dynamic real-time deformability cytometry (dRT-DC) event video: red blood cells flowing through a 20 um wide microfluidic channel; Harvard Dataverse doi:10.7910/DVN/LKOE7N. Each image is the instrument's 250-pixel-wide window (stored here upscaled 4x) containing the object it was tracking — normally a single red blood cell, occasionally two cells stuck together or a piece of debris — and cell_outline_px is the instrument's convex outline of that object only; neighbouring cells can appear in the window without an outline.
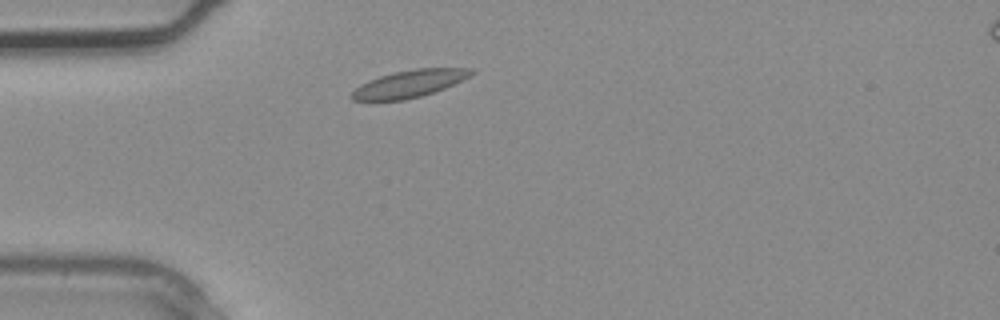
{"species": "common noctule bat (a hibernating species)", "species_latin": "Nyctalus noctula", "temperature_condition": "warm", "stored_images_in_passage": 1, "camera_frame_rate_fps": 3000, "um_per_image_px": 0.085, "animal": {"sex": "male", "body_mass_g": 20.4}, "frame": {"image": 1, "passage_image": 1, "time_ms": 0.0, "image_size_px": [1000, 320], "cell_outline_px": [[476, 72], [444, 88], [420, 96], [404, 100], [352, 100], [348, 96], [360, 84], [368, 80], [380, 76], [396, 72], [416, 68], [472, 68]], "centroid_in_image_um": [34.75, 7.11], "position_along_channel_um": 50.2, "area_um2": 18.67}}